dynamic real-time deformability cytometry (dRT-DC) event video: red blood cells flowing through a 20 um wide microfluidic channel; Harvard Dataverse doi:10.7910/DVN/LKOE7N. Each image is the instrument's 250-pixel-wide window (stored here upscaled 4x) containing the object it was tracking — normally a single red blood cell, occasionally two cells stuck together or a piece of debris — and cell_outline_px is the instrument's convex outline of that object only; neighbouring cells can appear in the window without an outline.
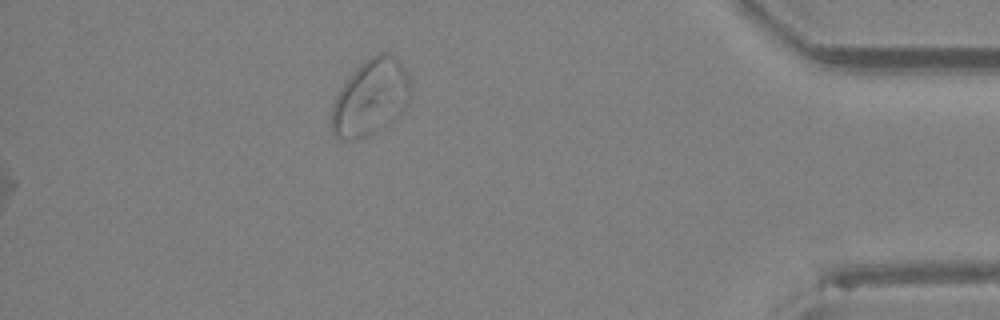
{"species": "Egyptian fruit bat (a non-hibernating species)", "species_latin": "Rousettus aegyptiacus", "temperature_condition": "room temperature", "stored_images_in_passage": 26, "segment_of_instrument_passage": [2, 2], "camera_frame_rate_fps": 3000, "um_per_image_px": 0.085, "animal": {"sex": "female"}, "frame": {"image": 1, "passage_image": 26, "time_ms": 8.333, "image_size_px": [1000, 320], "cell_outline_px": [[412, 96], [408, 104], [392, 120], [368, 136], [348, 140], [332, 132], [332, 104], [340, 88], [352, 72], [360, 64], [372, 56], [380, 52], [388, 52], [400, 60], [408, 76], [412, 92]], "centroid_in_image_um": [31.53, 8.24], "position_along_channel_um": 403.7, "area_um2": 34.74}}